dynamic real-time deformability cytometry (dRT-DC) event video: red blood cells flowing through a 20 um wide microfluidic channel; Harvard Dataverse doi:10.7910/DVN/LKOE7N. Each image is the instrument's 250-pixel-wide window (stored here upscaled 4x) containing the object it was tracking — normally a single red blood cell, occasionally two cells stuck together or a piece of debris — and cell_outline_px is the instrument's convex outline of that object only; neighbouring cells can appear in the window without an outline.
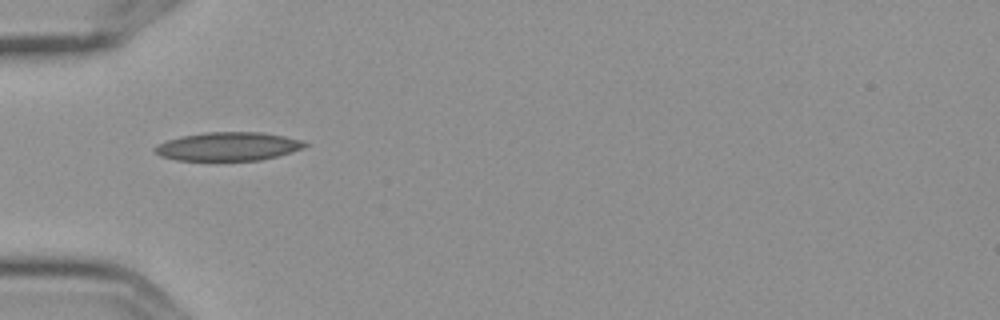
{"species": "Egyptian fruit bat (a non-hibernating species)", "species_latin": "Rousettus aegyptiacus", "temperature_condition": "cold", "stored_images_in_passage": 2, "camera_frame_rate_fps": 3000, "um_per_image_px": 0.085, "frame": {"image": 1, "passage_image": 1, "time_ms": 0.0, "image_size_px": [1000, 320], "cell_outline_px": [[308, 144], [304, 148], [292, 152], [260, 160], [176, 160], [160, 156], [152, 148], [156, 144], [180, 136], [204, 132], [260, 132], [284, 136], [300, 140]], "centroid_in_image_um": [19.36, 12.44], "position_along_channel_um": 65.6, "area_um2": 24.91}}
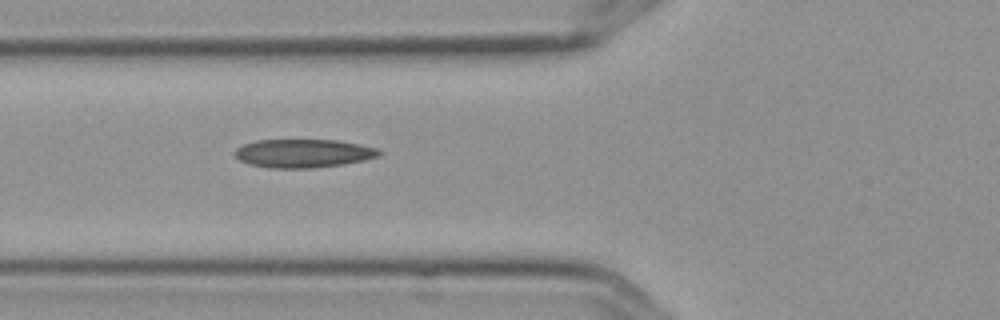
{"frame": {"image": 2, "passage_image": 2, "time_ms": 0.333, "image_size_px": [1000, 320], "cell_outline_px": [[384, 152], [380, 156], [364, 160], [344, 164], [312, 168], [272, 168], [252, 164], [240, 160], [236, 156], [236, 148], [244, 144], [256, 140], [336, 140], [360, 144], [380, 148]], "centroid_in_image_um": [25.87, 13.03], "position_along_channel_um": 99.9, "area_um2": 23.93}}